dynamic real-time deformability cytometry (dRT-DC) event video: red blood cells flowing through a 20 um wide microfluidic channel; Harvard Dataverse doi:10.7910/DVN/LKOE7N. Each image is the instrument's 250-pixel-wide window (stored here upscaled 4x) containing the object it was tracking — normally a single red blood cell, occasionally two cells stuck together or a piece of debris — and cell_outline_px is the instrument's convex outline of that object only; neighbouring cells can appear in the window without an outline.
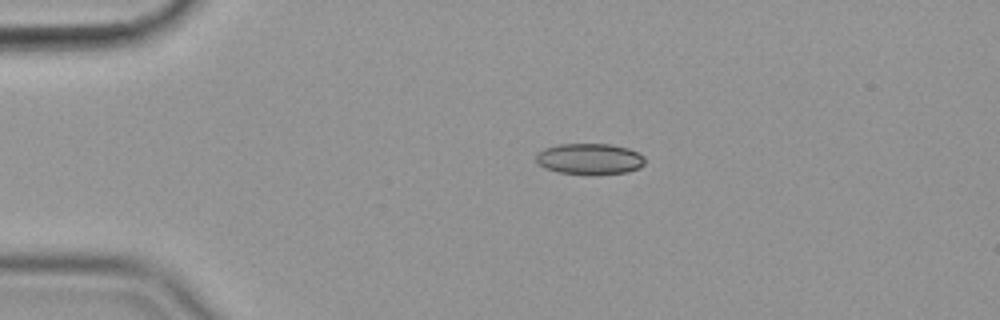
{"species": "common noctule bat (a hibernating species)", "species_latin": "Nyctalus noctula", "temperature_condition": "cold", "stored_images_in_passage": 45, "camera_frame_rate_fps": 3000, "um_per_image_px": 0.085, "animal": {"sex": "female", "body_mass_g": 19.9}, "frame": {"image": 1, "passage_image": 1, "time_ms": 0.0, "image_size_px": [1000, 320], "cell_outline_px": [[644, 164], [640, 168], [628, 172], [592, 176], [560, 172], [544, 168], [536, 160], [536, 152], [544, 148], [556, 144], [612, 144], [628, 148], [644, 156]], "centroid_in_image_um": [50.12, 13.52], "position_along_channel_um": 34.9, "area_um2": 20.11}}
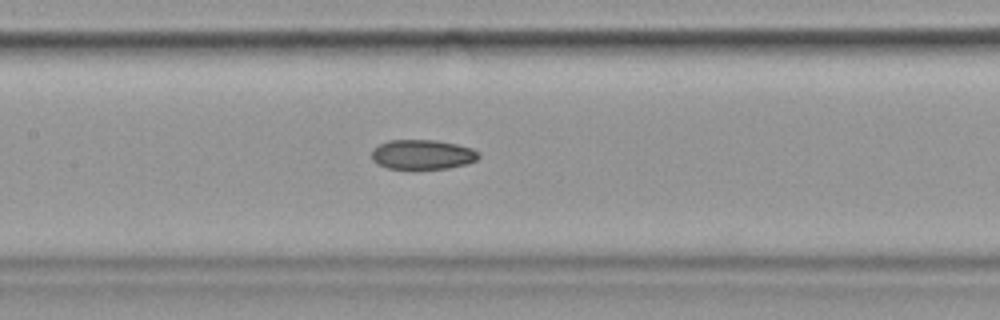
{"frame": {"image": 2, "passage_image": 16, "time_ms": 5.0, "image_size_px": [1000, 320], "cell_outline_px": [[480, 156], [476, 160], [464, 164], [448, 168], [412, 172], [388, 168], [376, 164], [372, 160], [372, 148], [388, 140], [436, 140], [456, 144], [472, 148], [480, 152]], "centroid_in_image_um": [35.87, 13.18], "position_along_channel_um": 171.5, "area_um2": 19.31}}
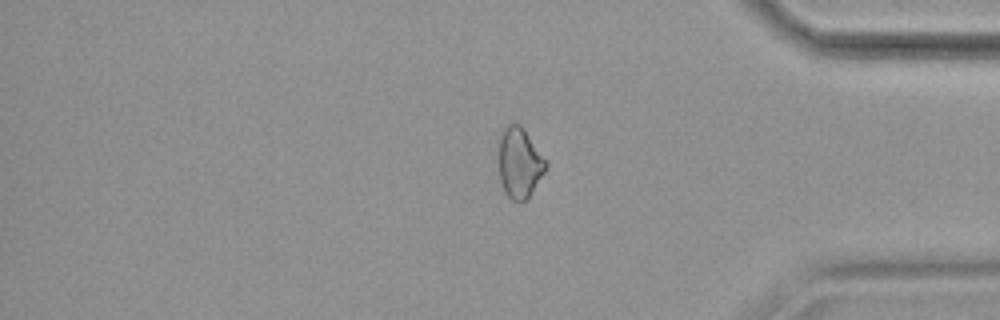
{"frame": {"image": 3, "passage_image": 36, "time_ms": 11.667, "image_size_px": [1000, 320], "cell_outline_px": [[548, 168], [528, 196], [524, 200], [512, 200], [504, 192], [500, 180], [496, 140], [504, 128], [508, 124], [520, 124], [524, 128], [548, 164]], "centroid_in_image_um": [44.11, 13.79], "position_along_channel_um": 391.1, "area_um2": 19.59}, "authors_computed_cell_mechanics": {"area_um2": 19.4208, "velocity_mm_per_s": 3.584, "shape_relaxation_time_tau1_ms": null, "shape_relaxation_time_tau2_ms": 4.6755, "deformation_change_tau1": null, "deformation_change_tau2": 0.0933}}